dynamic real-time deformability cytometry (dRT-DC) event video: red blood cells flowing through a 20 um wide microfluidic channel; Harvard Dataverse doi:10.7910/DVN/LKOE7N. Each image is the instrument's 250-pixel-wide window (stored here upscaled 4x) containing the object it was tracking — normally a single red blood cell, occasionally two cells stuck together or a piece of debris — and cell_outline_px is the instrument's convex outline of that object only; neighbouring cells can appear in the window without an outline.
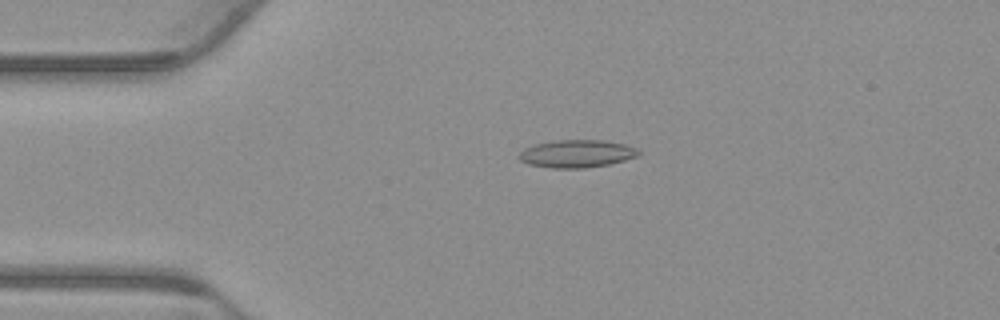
{"species": "common noctule bat (a hibernating species)", "species_latin": "Nyctalus noctula", "temperature_condition": "warm", "stored_images_in_passage": 54, "camera_frame_rate_fps": 3000, "um_per_image_px": 0.085, "animal": {"sex": "male", "body_mass_g": 23.1, "forearm_length_mm": 52.7}, "frame": {"image": 1, "passage_image": 12, "time_ms": 3.667, "image_size_px": [1000, 320], "cell_outline_px": [[640, 152], [636, 156], [624, 160], [608, 164], [584, 168], [552, 168], [528, 164], [520, 160], [516, 156], [524, 148], [536, 144], [556, 140], [604, 140], [624, 144], [640, 148]], "centroid_in_image_um": [49.01, 13.06], "position_along_channel_um": 36.0, "area_um2": 19.31}}
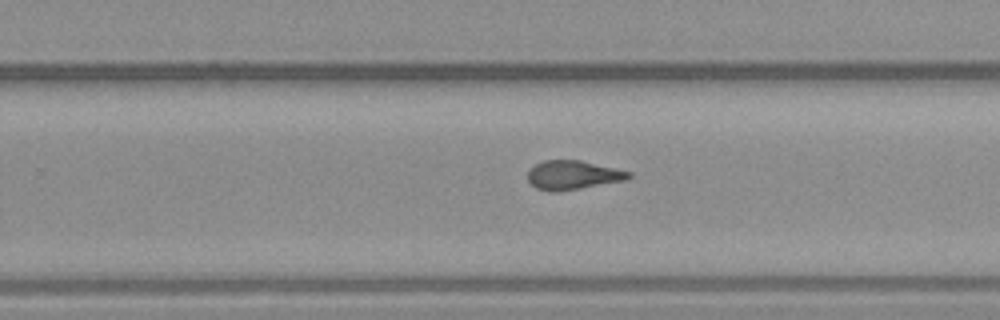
{"frame": {"image": 2, "passage_image": 34, "time_ms": 11.0, "image_size_px": [1000, 320], "cell_outline_px": [[632, 176], [628, 180], [560, 192], [548, 192], [536, 188], [528, 180], [528, 168], [544, 160], [580, 160], [616, 168], [632, 172]], "centroid_in_image_um": [48.71, 14.89], "position_along_channel_um": 281.1, "area_um2": 17.4}}
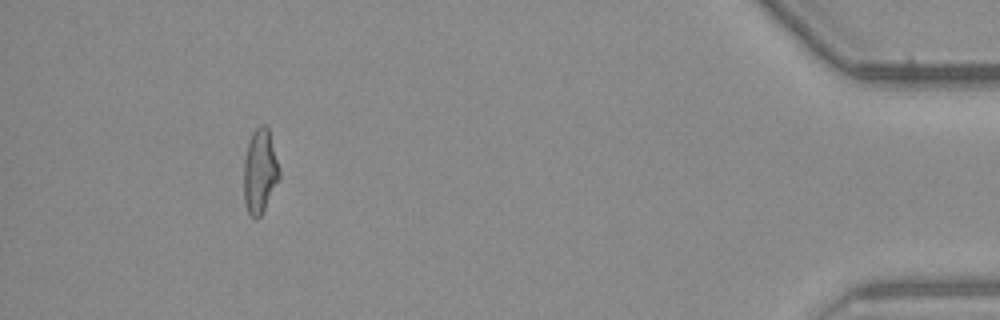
{"frame": {"image": 3, "passage_image": 50, "time_ms": 16.333, "image_size_px": [1000, 320], "cell_outline_px": [[280, 176], [260, 216], [256, 220], [248, 212], [244, 204], [244, 160], [248, 144], [252, 132], [260, 124], [264, 124], [268, 128], [280, 168]], "centroid_in_image_um": [22.08, 14.54], "position_along_channel_um": 413.1, "area_um2": 17.28}, "authors_computed_cell_mechanics": {"area_um2": 17.6579, "velocity_mm_per_s": 3.7923, "shape_relaxation_time_tau1_ms": null, "shape_relaxation_time_tau2_ms": 2.0303, "deformation_change_tau1": null, "deformation_change_tau2": 0.0906}}